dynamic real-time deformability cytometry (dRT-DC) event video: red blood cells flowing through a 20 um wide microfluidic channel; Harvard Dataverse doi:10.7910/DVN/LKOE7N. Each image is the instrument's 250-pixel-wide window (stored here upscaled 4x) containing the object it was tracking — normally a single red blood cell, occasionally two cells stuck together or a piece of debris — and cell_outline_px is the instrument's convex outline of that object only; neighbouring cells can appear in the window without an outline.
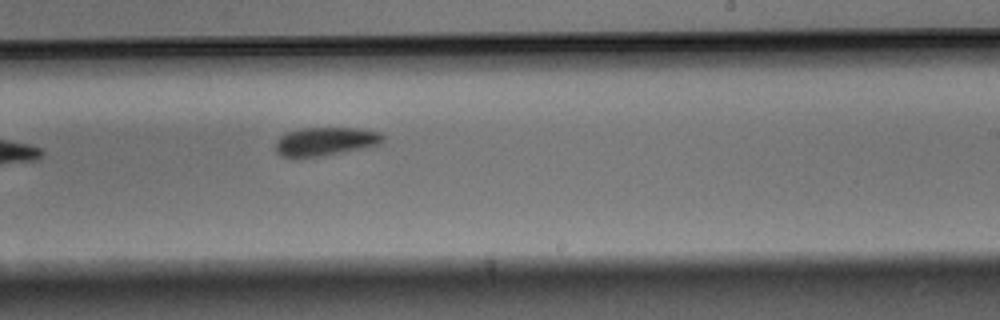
{"species": "Egyptian fruit bat (a non-hibernating species)", "species_latin": "Rousettus aegyptiacus", "temperature_condition": "warm", "stored_images_in_passage": 9, "camera_frame_rate_fps": 3000, "um_per_image_px": 0.085, "animal": {"sex": "male"}, "frame": {"image": 1, "passage_image": 9, "time_ms": 2.667, "image_size_px": [1000, 320], "cell_outline_px": [[384, 140], [380, 144], [340, 152], [316, 156], [284, 156], [276, 152], [276, 140], [280, 136], [288, 132], [300, 128], [356, 128], [380, 132], [384, 136]], "centroid_in_image_um": [27.66, 11.99], "position_along_channel_um": 261.3, "area_um2": 17.34}}